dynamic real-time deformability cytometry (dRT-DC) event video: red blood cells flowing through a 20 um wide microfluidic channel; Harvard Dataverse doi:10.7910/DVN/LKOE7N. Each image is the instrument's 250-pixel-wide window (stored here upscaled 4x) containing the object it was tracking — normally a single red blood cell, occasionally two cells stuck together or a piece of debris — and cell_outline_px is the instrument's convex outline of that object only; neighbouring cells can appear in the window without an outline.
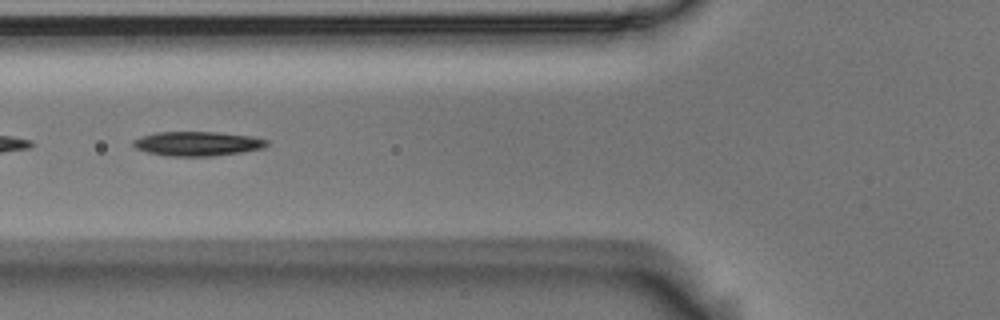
{"species": "Egyptian fruit bat (a non-hibernating species)", "species_latin": "Rousettus aegyptiacus", "temperature_condition": "room temperature", "stored_images_in_passage": 47, "camera_frame_rate_fps": 3000, "um_per_image_px": 0.085, "animal": {"sex": "male"}, "frame": {"image": 1, "passage_image": 13, "time_ms": 4.0, "image_size_px": [1000, 320], "cell_outline_px": [[268, 144], [264, 148], [244, 152], [212, 156], [168, 156], [148, 152], [136, 148], [132, 144], [132, 140], [156, 132], [220, 132], [252, 136], [268, 140]], "centroid_in_image_um": [16.82, 12.21], "position_along_channel_um": 109.0, "area_um2": 19.02}}
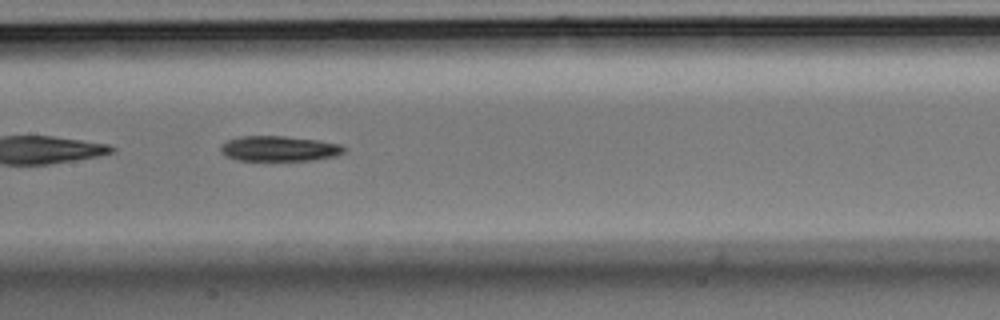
{"frame": {"image": 2, "passage_image": 19, "time_ms": 6.0, "image_size_px": [1000, 320], "cell_outline_px": [[344, 152], [336, 156], [312, 160], [236, 160], [224, 156], [220, 152], [220, 148], [228, 140], [240, 136], [284, 136], [316, 140], [340, 144], [344, 148]], "centroid_in_image_um": [23.7, 12.63], "position_along_channel_um": 183.7, "area_um2": 18.03}}
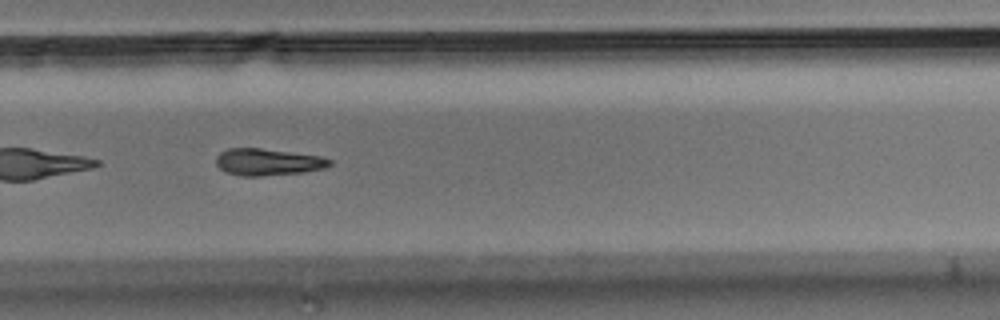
{"frame": {"image": 3, "passage_image": 29, "time_ms": 9.333, "image_size_px": [1000, 320], "cell_outline_px": [[332, 164], [324, 168], [304, 172], [260, 176], [244, 176], [224, 172], [216, 164], [216, 156], [220, 152], [228, 148], [260, 148], [320, 156], [332, 160]], "centroid_in_image_um": [22.74, 13.77], "position_along_channel_um": 307.1, "area_um2": 17.74}, "authors_computed_cell_mechanics": {"area_um2": 17.918, "velocity_mm_per_s": 3.7173, "shape_relaxation_time_tau1_ms": 2.2647, "shape_relaxation_time_tau2_ms": null, "deformation_change_tau1": 0.1175, "deformation_change_tau2": null}}